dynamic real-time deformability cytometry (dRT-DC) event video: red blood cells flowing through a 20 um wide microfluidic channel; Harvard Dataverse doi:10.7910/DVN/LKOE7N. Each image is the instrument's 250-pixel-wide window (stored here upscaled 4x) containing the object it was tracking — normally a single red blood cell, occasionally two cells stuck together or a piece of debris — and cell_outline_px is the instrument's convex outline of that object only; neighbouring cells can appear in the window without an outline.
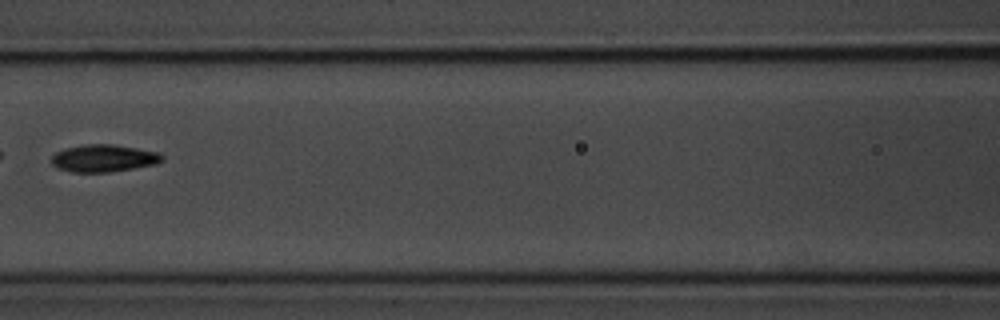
{"species": "common noctule bat (a hibernating species)", "species_latin": "Nyctalus noctula", "temperature_condition": "room temperature", "stored_images_in_passage": 4, "camera_frame_rate_fps": 3000, "um_per_image_px": 0.085, "animal": {"sex": "male", "body_mass_g": 20.1, "forearm_length_mm": 53.5}, "frame": {"image": 1, "passage_image": 3, "time_ms": 2.333, "image_size_px": [1000, 320], "cell_outline_px": [[164, 160], [156, 164], [108, 172], [72, 172], [56, 168], [52, 164], [52, 156], [56, 152], [64, 148], [84, 144], [112, 144], [160, 152], [164, 156]], "centroid_in_image_um": [8.81, 13.44], "position_along_channel_um": 157.8, "area_um2": 17.69}}
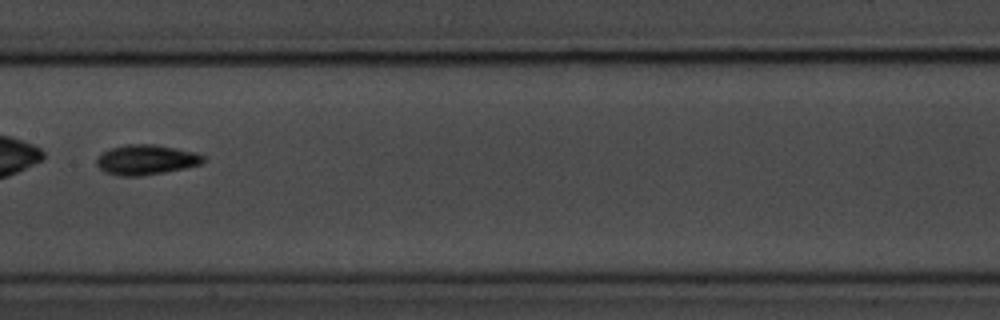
{"frame": {"image": 2, "passage_image": 4, "time_ms": 3.333, "image_size_px": [1000, 320], "cell_outline_px": [[204, 160], [200, 164], [184, 168], [164, 172], [140, 176], [116, 176], [104, 172], [96, 164], [96, 160], [108, 148], [128, 144], [152, 144], [176, 148], [196, 152], [204, 156]], "centroid_in_image_um": [12.39, 13.58], "position_along_channel_um": 195.0, "area_um2": 18.61}}